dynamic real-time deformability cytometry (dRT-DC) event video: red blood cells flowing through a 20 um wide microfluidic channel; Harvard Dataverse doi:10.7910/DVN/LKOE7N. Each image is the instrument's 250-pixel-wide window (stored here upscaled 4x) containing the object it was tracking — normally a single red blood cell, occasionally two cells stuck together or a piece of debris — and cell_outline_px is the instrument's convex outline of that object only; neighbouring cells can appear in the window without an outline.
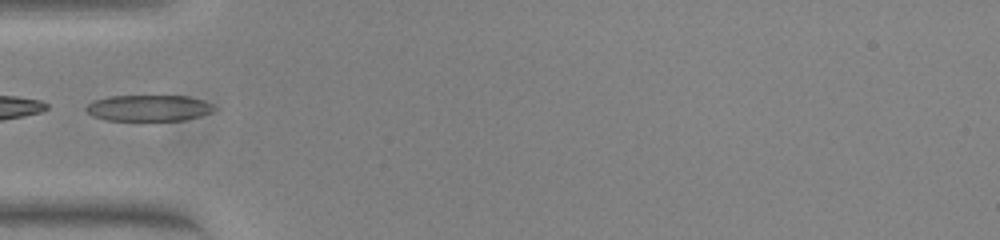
{"species": "common noctule bat (a hibernating species)", "species_latin": "Nyctalus noctula", "temperature_condition": "warm", "stored_images_in_passage": 35, "camera_frame_rate_fps": 3000, "um_per_image_px": 0.085, "animal": {"sex": "female", "body_mass_g": 23.0, "forearm_length_mm": 53.4}, "frame": {"image": 1, "passage_image": 1, "time_ms": 0.0, "image_size_px": [1000, 240], "cell_outline_px": [[216, 108], [212, 112], [200, 116], [184, 120], [104, 120], [92, 116], [84, 108], [92, 100], [108, 96], [188, 96], [212, 104]], "centroid_in_image_um": [12.6, 9.18], "position_along_channel_um": 72.4, "area_um2": 19.54}}
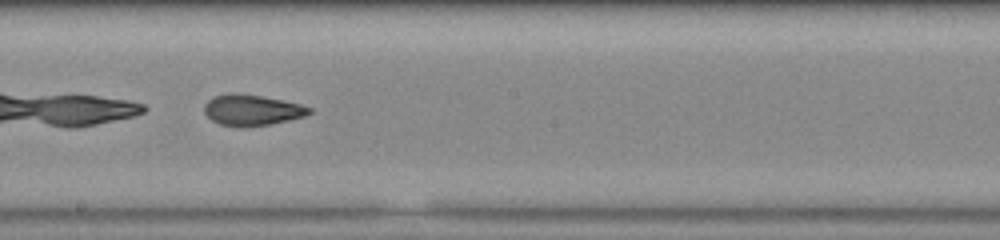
{"frame": {"image": 2, "passage_image": 13, "time_ms": 4.0, "image_size_px": [1000, 240], "cell_outline_px": [[312, 112], [304, 116], [288, 120], [268, 124], [220, 124], [212, 120], [204, 112], [204, 104], [208, 100], [216, 96], [228, 92], [232, 92], [260, 96], [284, 100], [300, 104], [312, 108]], "centroid_in_image_um": [21.43, 9.3], "position_along_channel_um": 226.8, "area_um2": 18.21}}
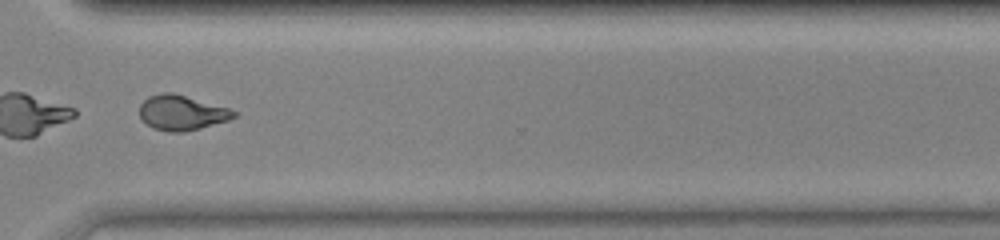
{"frame": {"image": 3, "passage_image": 23, "time_ms": 7.333, "image_size_px": [1000, 240], "cell_outline_px": [[236, 116], [228, 120], [200, 128], [184, 132], [168, 132], [152, 128], [140, 116], [140, 104], [148, 96], [164, 92], [172, 92], [228, 108], [236, 112]], "centroid_in_image_um": [15.42, 9.58], "position_along_channel_um": 355.2, "area_um2": 19.02}}